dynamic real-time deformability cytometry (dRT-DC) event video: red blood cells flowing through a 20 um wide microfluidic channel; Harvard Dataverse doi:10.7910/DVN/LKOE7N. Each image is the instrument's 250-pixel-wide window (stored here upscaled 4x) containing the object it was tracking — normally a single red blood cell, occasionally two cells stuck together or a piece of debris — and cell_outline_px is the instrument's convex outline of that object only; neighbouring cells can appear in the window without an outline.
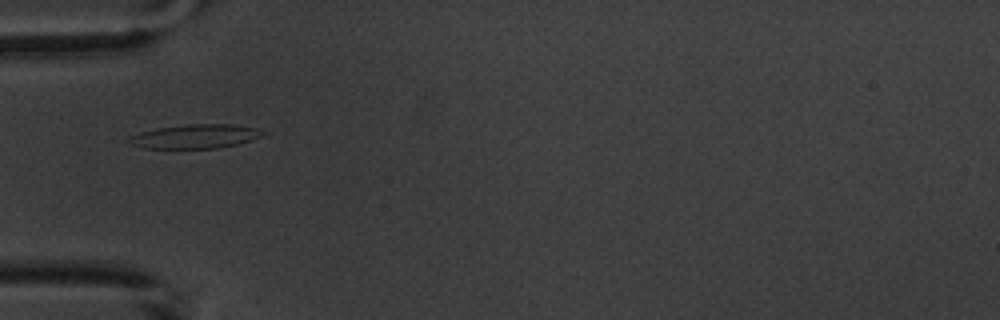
{"species": "common noctule bat (a hibernating species)", "species_latin": "Nyctalus noctula", "temperature_condition": "warm", "stored_images_in_passage": 8, "camera_frame_rate_fps": 3000, "um_per_image_px": 0.085, "animal": {"sex": "male", "body_mass_g": 20.1, "forearm_length_mm": 53.5}, "frame": {"image": 1, "passage_image": 2, "time_ms": 1.333, "image_size_px": [1000, 320], "cell_outline_px": [[268, 132], [252, 140], [240, 144], [220, 148], [144, 148], [128, 144], [128, 136], [140, 132], [156, 128], [184, 124], [232, 124], [256, 128]], "centroid_in_image_um": [16.59, 11.59], "position_along_channel_um": 68.4, "area_um2": 19.02}}
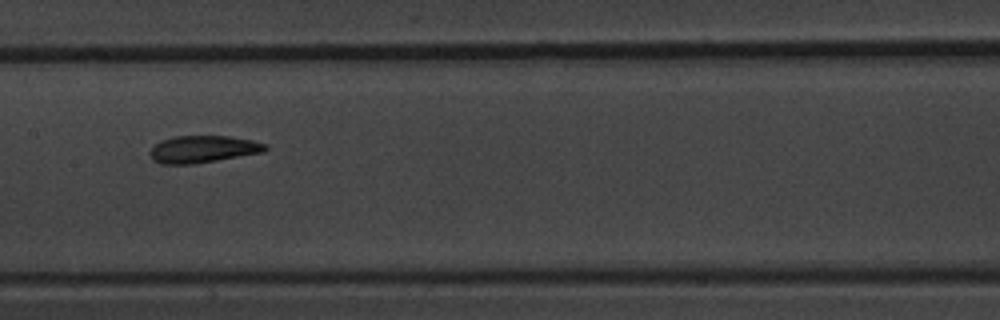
{"frame": {"image": 2, "passage_image": 5, "time_ms": 4.667, "image_size_px": [1000, 320], "cell_outline_px": [[268, 148], [264, 152], [196, 164], [160, 164], [152, 160], [148, 152], [160, 140], [176, 136], [228, 136], [252, 140], [268, 144]], "centroid_in_image_um": [17.25, 12.69], "position_along_channel_um": 190.2, "area_um2": 18.44}}
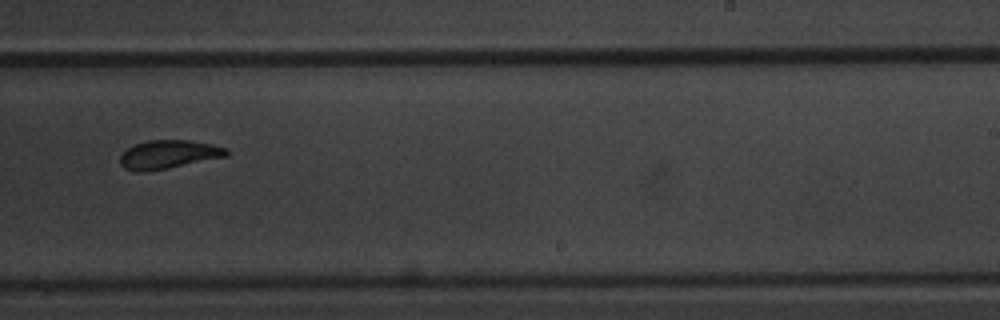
{"frame": {"image": 3, "passage_image": 7, "time_ms": 7.0, "image_size_px": [1000, 320], "cell_outline_px": [[228, 156], [168, 168], [140, 172], [136, 172], [124, 168], [120, 164], [120, 156], [128, 148], [136, 144], [148, 140], [188, 140], [212, 144], [228, 148]], "centroid_in_image_um": [14.34, 13.13], "position_along_channel_um": 274.7, "area_um2": 17.63}}